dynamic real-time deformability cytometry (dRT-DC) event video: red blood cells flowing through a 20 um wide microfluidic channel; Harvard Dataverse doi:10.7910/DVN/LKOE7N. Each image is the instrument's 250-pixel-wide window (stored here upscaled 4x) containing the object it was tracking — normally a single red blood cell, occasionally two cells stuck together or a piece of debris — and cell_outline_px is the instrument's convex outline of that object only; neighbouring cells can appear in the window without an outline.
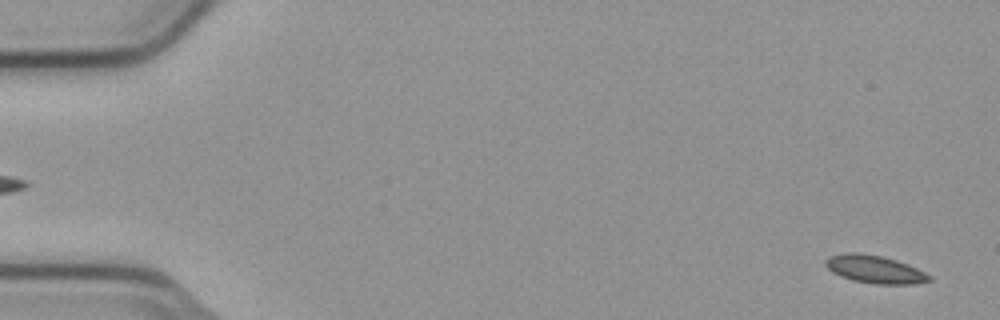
{"species": "common noctule bat (a hibernating species)", "species_latin": "Nyctalus noctula", "temperature_condition": "cold", "stored_images_in_passage": 56, "segment_of_instrument_passage": [1, 2], "camera_frame_rate_fps": 3000, "um_per_image_px": 0.085, "animal": {"sex": "male", "body_mass_g": 23.1, "forearm_length_mm": 52.7}, "frame": {"image": 1, "passage_image": 2, "time_ms": 0.333, "image_size_px": [1000, 320], "cell_outline_px": [[932, 280], [916, 284], [876, 284], [852, 280], [832, 272], [824, 264], [824, 260], [828, 256], [844, 252], [860, 252], [880, 256], [896, 260], [916, 268], [932, 276]], "centroid_in_image_um": [74.33, 22.88], "position_along_channel_um": 10.7, "area_um2": 16.88}}
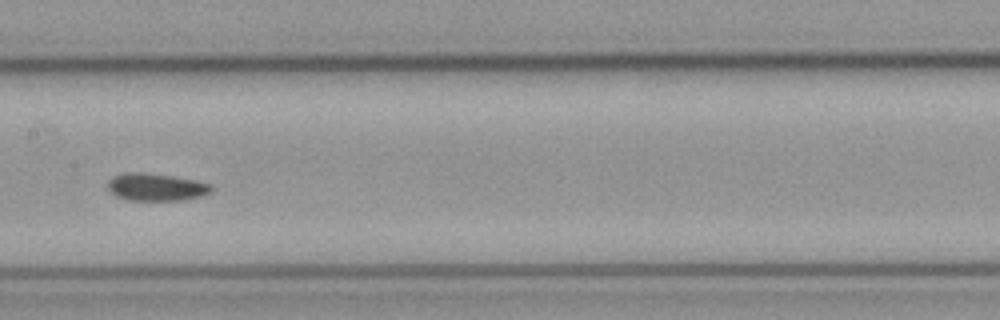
{"frame": {"image": 2, "passage_image": 28, "time_ms": 9.0, "image_size_px": [1000, 320], "cell_outline_px": [[212, 192], [200, 196], [184, 200], [128, 200], [116, 196], [108, 188], [108, 180], [112, 176], [124, 172], [140, 172], [172, 176], [196, 180], [212, 184]], "centroid_in_image_um": [13.27, 15.89], "position_along_channel_um": 194.1, "area_um2": 16.65}}
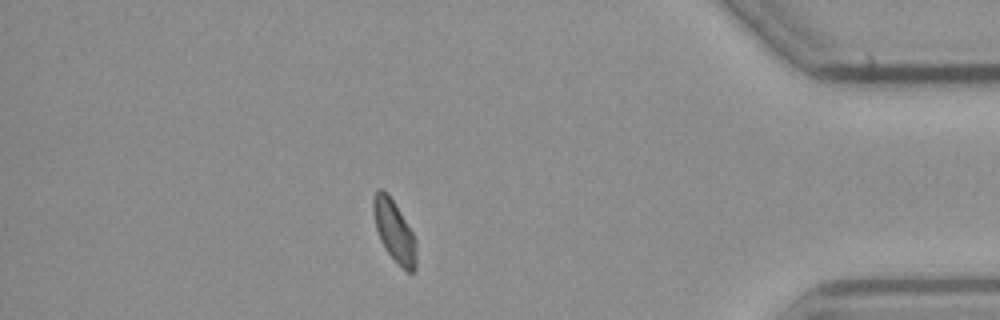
{"frame": {"image": 3, "passage_image": 48, "time_ms": 15.667, "image_size_px": [1000, 320], "cell_outline_px": [[416, 272], [408, 272], [384, 248], [380, 240], [376, 228], [372, 208], [372, 200], [376, 192], [380, 188], [392, 200], [412, 232], [416, 240]], "centroid_in_image_um": [33.51, 19.67], "position_along_channel_um": 401.7, "area_um2": 14.91}}